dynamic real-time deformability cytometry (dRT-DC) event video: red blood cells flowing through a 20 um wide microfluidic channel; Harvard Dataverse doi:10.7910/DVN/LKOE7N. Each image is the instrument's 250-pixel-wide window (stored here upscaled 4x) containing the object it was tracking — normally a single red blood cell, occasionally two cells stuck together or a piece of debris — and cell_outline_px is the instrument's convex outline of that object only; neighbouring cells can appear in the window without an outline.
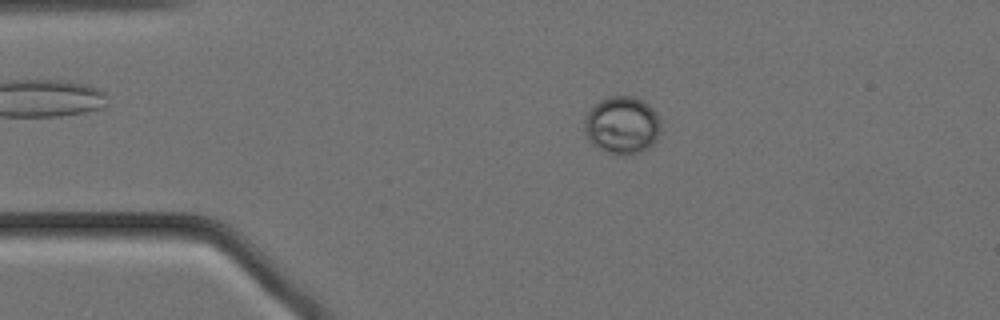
{"species": "Egyptian fruit bat (a non-hibernating species)", "species_latin": "Rousettus aegyptiacus", "temperature_condition": "cold", "stored_images_in_passage": 58, "camera_frame_rate_fps": 3000, "um_per_image_px": 0.085, "animal": {"sex": "female"}, "frame": {"image": 1, "passage_image": 11, "time_ms": 3.333, "image_size_px": [1000, 320], "cell_outline_px": [[660, 128], [656, 140], [648, 148], [632, 156], [604, 152], [592, 144], [588, 140], [584, 132], [584, 120], [588, 112], [600, 100], [608, 96], [632, 96], [648, 104], [656, 112], [660, 120]], "centroid_in_image_um": [52.86, 10.66], "position_along_channel_um": 32.1, "area_um2": 25.78}}
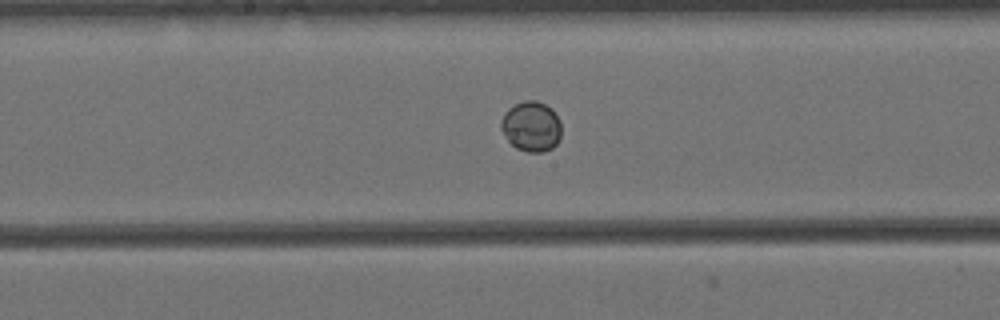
{"frame": {"image": 2, "passage_image": 29, "time_ms": 9.333, "image_size_px": [1000, 320], "cell_outline_px": [[560, 136], [556, 144], [552, 148], [544, 152], [528, 152], [516, 148], [508, 140], [500, 128], [500, 120], [504, 112], [508, 108], [524, 100], [536, 100], [552, 108], [560, 120]], "centroid_in_image_um": [45.15, 10.74], "position_along_channel_um": 203.1, "area_um2": 17.74}}
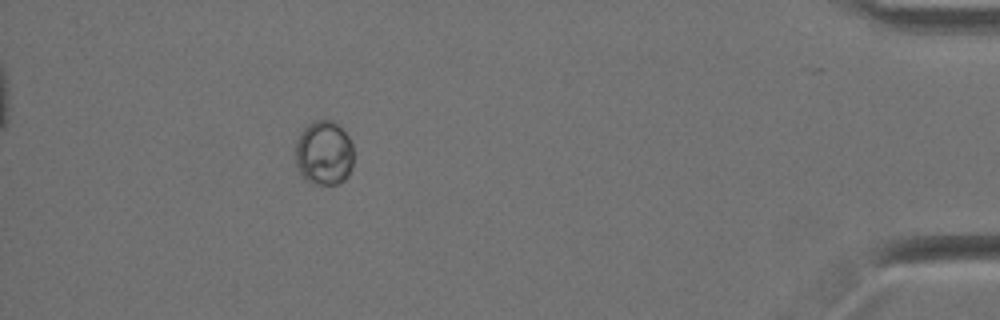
{"frame": {"image": 3, "passage_image": 52, "time_ms": 17.0, "image_size_px": [1000, 320], "cell_outline_px": [[352, 168], [348, 176], [344, 180], [336, 184], [320, 184], [304, 180], [296, 164], [296, 140], [300, 132], [312, 120], [332, 120], [348, 136], [352, 144]], "centroid_in_image_um": [27.52, 13.0], "position_along_channel_um": 407.7, "area_um2": 21.85}}